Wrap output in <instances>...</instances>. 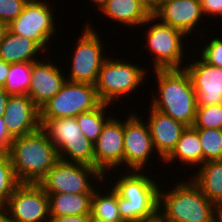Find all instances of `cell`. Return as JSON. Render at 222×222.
<instances>
[{
  "label": "cell",
  "instance_id": "cell-15",
  "mask_svg": "<svg viewBox=\"0 0 222 222\" xmlns=\"http://www.w3.org/2000/svg\"><path fill=\"white\" fill-rule=\"evenodd\" d=\"M185 69L196 92L197 106L222 104V67L209 65L201 58Z\"/></svg>",
  "mask_w": 222,
  "mask_h": 222
},
{
  "label": "cell",
  "instance_id": "cell-4",
  "mask_svg": "<svg viewBox=\"0 0 222 222\" xmlns=\"http://www.w3.org/2000/svg\"><path fill=\"white\" fill-rule=\"evenodd\" d=\"M129 171L116 179L112 188L118 194V208L123 222H140L158 216L159 186L150 175ZM160 187V188H159Z\"/></svg>",
  "mask_w": 222,
  "mask_h": 222
},
{
  "label": "cell",
  "instance_id": "cell-23",
  "mask_svg": "<svg viewBox=\"0 0 222 222\" xmlns=\"http://www.w3.org/2000/svg\"><path fill=\"white\" fill-rule=\"evenodd\" d=\"M180 160L182 163L191 165H202L203 151L197 130L193 126H187L172 152L163 160L164 163Z\"/></svg>",
  "mask_w": 222,
  "mask_h": 222
},
{
  "label": "cell",
  "instance_id": "cell-31",
  "mask_svg": "<svg viewBox=\"0 0 222 222\" xmlns=\"http://www.w3.org/2000/svg\"><path fill=\"white\" fill-rule=\"evenodd\" d=\"M200 57L209 65L222 67V39L216 37L201 50Z\"/></svg>",
  "mask_w": 222,
  "mask_h": 222
},
{
  "label": "cell",
  "instance_id": "cell-13",
  "mask_svg": "<svg viewBox=\"0 0 222 222\" xmlns=\"http://www.w3.org/2000/svg\"><path fill=\"white\" fill-rule=\"evenodd\" d=\"M154 152L152 137L147 122L133 112L124 121V161L130 171L145 170ZM151 155V156H150Z\"/></svg>",
  "mask_w": 222,
  "mask_h": 222
},
{
  "label": "cell",
  "instance_id": "cell-7",
  "mask_svg": "<svg viewBox=\"0 0 222 222\" xmlns=\"http://www.w3.org/2000/svg\"><path fill=\"white\" fill-rule=\"evenodd\" d=\"M105 182L104 175L94 166L59 160L38 183L47 194H93L92 180Z\"/></svg>",
  "mask_w": 222,
  "mask_h": 222
},
{
  "label": "cell",
  "instance_id": "cell-30",
  "mask_svg": "<svg viewBox=\"0 0 222 222\" xmlns=\"http://www.w3.org/2000/svg\"><path fill=\"white\" fill-rule=\"evenodd\" d=\"M193 127L222 129V104L197 106Z\"/></svg>",
  "mask_w": 222,
  "mask_h": 222
},
{
  "label": "cell",
  "instance_id": "cell-28",
  "mask_svg": "<svg viewBox=\"0 0 222 222\" xmlns=\"http://www.w3.org/2000/svg\"><path fill=\"white\" fill-rule=\"evenodd\" d=\"M203 151V163L222 160V129L195 128Z\"/></svg>",
  "mask_w": 222,
  "mask_h": 222
},
{
  "label": "cell",
  "instance_id": "cell-24",
  "mask_svg": "<svg viewBox=\"0 0 222 222\" xmlns=\"http://www.w3.org/2000/svg\"><path fill=\"white\" fill-rule=\"evenodd\" d=\"M50 217L90 215L93 194H48Z\"/></svg>",
  "mask_w": 222,
  "mask_h": 222
},
{
  "label": "cell",
  "instance_id": "cell-20",
  "mask_svg": "<svg viewBox=\"0 0 222 222\" xmlns=\"http://www.w3.org/2000/svg\"><path fill=\"white\" fill-rule=\"evenodd\" d=\"M100 11L105 17L126 27H143L152 16V12L140 0H107Z\"/></svg>",
  "mask_w": 222,
  "mask_h": 222
},
{
  "label": "cell",
  "instance_id": "cell-17",
  "mask_svg": "<svg viewBox=\"0 0 222 222\" xmlns=\"http://www.w3.org/2000/svg\"><path fill=\"white\" fill-rule=\"evenodd\" d=\"M156 20L190 35L204 16L200 0H165L152 13Z\"/></svg>",
  "mask_w": 222,
  "mask_h": 222
},
{
  "label": "cell",
  "instance_id": "cell-21",
  "mask_svg": "<svg viewBox=\"0 0 222 222\" xmlns=\"http://www.w3.org/2000/svg\"><path fill=\"white\" fill-rule=\"evenodd\" d=\"M41 51L45 53L35 41L9 30L0 42V58L10 64L41 61L36 58L37 53L44 55Z\"/></svg>",
  "mask_w": 222,
  "mask_h": 222
},
{
  "label": "cell",
  "instance_id": "cell-1",
  "mask_svg": "<svg viewBox=\"0 0 222 222\" xmlns=\"http://www.w3.org/2000/svg\"><path fill=\"white\" fill-rule=\"evenodd\" d=\"M7 153L20 183H39L60 160L58 150L42 127L13 138Z\"/></svg>",
  "mask_w": 222,
  "mask_h": 222
},
{
  "label": "cell",
  "instance_id": "cell-40",
  "mask_svg": "<svg viewBox=\"0 0 222 222\" xmlns=\"http://www.w3.org/2000/svg\"><path fill=\"white\" fill-rule=\"evenodd\" d=\"M0 222H6L5 205L0 204Z\"/></svg>",
  "mask_w": 222,
  "mask_h": 222
},
{
  "label": "cell",
  "instance_id": "cell-3",
  "mask_svg": "<svg viewBox=\"0 0 222 222\" xmlns=\"http://www.w3.org/2000/svg\"><path fill=\"white\" fill-rule=\"evenodd\" d=\"M178 182L172 190H159L161 222H217L218 207L204 196L191 178Z\"/></svg>",
  "mask_w": 222,
  "mask_h": 222
},
{
  "label": "cell",
  "instance_id": "cell-39",
  "mask_svg": "<svg viewBox=\"0 0 222 222\" xmlns=\"http://www.w3.org/2000/svg\"><path fill=\"white\" fill-rule=\"evenodd\" d=\"M8 30V25L0 19V42L3 40L5 33Z\"/></svg>",
  "mask_w": 222,
  "mask_h": 222
},
{
  "label": "cell",
  "instance_id": "cell-2",
  "mask_svg": "<svg viewBox=\"0 0 222 222\" xmlns=\"http://www.w3.org/2000/svg\"><path fill=\"white\" fill-rule=\"evenodd\" d=\"M158 81L157 96L153 95V109L193 126L196 116V92L186 69L153 70Z\"/></svg>",
  "mask_w": 222,
  "mask_h": 222
},
{
  "label": "cell",
  "instance_id": "cell-34",
  "mask_svg": "<svg viewBox=\"0 0 222 222\" xmlns=\"http://www.w3.org/2000/svg\"><path fill=\"white\" fill-rule=\"evenodd\" d=\"M12 141L13 138L9 135L5 127L4 117L0 116V152H7Z\"/></svg>",
  "mask_w": 222,
  "mask_h": 222
},
{
  "label": "cell",
  "instance_id": "cell-9",
  "mask_svg": "<svg viewBox=\"0 0 222 222\" xmlns=\"http://www.w3.org/2000/svg\"><path fill=\"white\" fill-rule=\"evenodd\" d=\"M156 22V18L152 15L147 22H153V25L146 31L147 48H150L151 53L154 54L152 62L154 70H168V69H184L182 67L183 59V43L185 35L183 32L165 25L160 21Z\"/></svg>",
  "mask_w": 222,
  "mask_h": 222
},
{
  "label": "cell",
  "instance_id": "cell-12",
  "mask_svg": "<svg viewBox=\"0 0 222 222\" xmlns=\"http://www.w3.org/2000/svg\"><path fill=\"white\" fill-rule=\"evenodd\" d=\"M42 0H28L22 13L8 25V30L14 34L25 36L35 41L44 52L49 48L47 43L57 29L52 7Z\"/></svg>",
  "mask_w": 222,
  "mask_h": 222
},
{
  "label": "cell",
  "instance_id": "cell-29",
  "mask_svg": "<svg viewBox=\"0 0 222 222\" xmlns=\"http://www.w3.org/2000/svg\"><path fill=\"white\" fill-rule=\"evenodd\" d=\"M20 184L7 152H0V204L5 205Z\"/></svg>",
  "mask_w": 222,
  "mask_h": 222
},
{
  "label": "cell",
  "instance_id": "cell-19",
  "mask_svg": "<svg viewBox=\"0 0 222 222\" xmlns=\"http://www.w3.org/2000/svg\"><path fill=\"white\" fill-rule=\"evenodd\" d=\"M147 122L153 147L163 161L175 148L187 125L167 116L152 107Z\"/></svg>",
  "mask_w": 222,
  "mask_h": 222
},
{
  "label": "cell",
  "instance_id": "cell-22",
  "mask_svg": "<svg viewBox=\"0 0 222 222\" xmlns=\"http://www.w3.org/2000/svg\"><path fill=\"white\" fill-rule=\"evenodd\" d=\"M190 177L204 196L218 208L222 207V160L207 161Z\"/></svg>",
  "mask_w": 222,
  "mask_h": 222
},
{
  "label": "cell",
  "instance_id": "cell-6",
  "mask_svg": "<svg viewBox=\"0 0 222 222\" xmlns=\"http://www.w3.org/2000/svg\"><path fill=\"white\" fill-rule=\"evenodd\" d=\"M42 128L61 160L94 166V143L83 135L76 117L49 119Z\"/></svg>",
  "mask_w": 222,
  "mask_h": 222
},
{
  "label": "cell",
  "instance_id": "cell-16",
  "mask_svg": "<svg viewBox=\"0 0 222 222\" xmlns=\"http://www.w3.org/2000/svg\"><path fill=\"white\" fill-rule=\"evenodd\" d=\"M3 117L12 138L30 134L41 127L40 109L28 95H10Z\"/></svg>",
  "mask_w": 222,
  "mask_h": 222
},
{
  "label": "cell",
  "instance_id": "cell-35",
  "mask_svg": "<svg viewBox=\"0 0 222 222\" xmlns=\"http://www.w3.org/2000/svg\"><path fill=\"white\" fill-rule=\"evenodd\" d=\"M49 222H91V215H72L62 217H50Z\"/></svg>",
  "mask_w": 222,
  "mask_h": 222
},
{
  "label": "cell",
  "instance_id": "cell-27",
  "mask_svg": "<svg viewBox=\"0 0 222 222\" xmlns=\"http://www.w3.org/2000/svg\"><path fill=\"white\" fill-rule=\"evenodd\" d=\"M35 62L10 64L3 88L9 95H28L32 65Z\"/></svg>",
  "mask_w": 222,
  "mask_h": 222
},
{
  "label": "cell",
  "instance_id": "cell-36",
  "mask_svg": "<svg viewBox=\"0 0 222 222\" xmlns=\"http://www.w3.org/2000/svg\"><path fill=\"white\" fill-rule=\"evenodd\" d=\"M10 70V63L0 58V88L6 83V78Z\"/></svg>",
  "mask_w": 222,
  "mask_h": 222
},
{
  "label": "cell",
  "instance_id": "cell-25",
  "mask_svg": "<svg viewBox=\"0 0 222 222\" xmlns=\"http://www.w3.org/2000/svg\"><path fill=\"white\" fill-rule=\"evenodd\" d=\"M110 192L101 194L94 190L91 201V220L99 222H123L118 208V194L109 188Z\"/></svg>",
  "mask_w": 222,
  "mask_h": 222
},
{
  "label": "cell",
  "instance_id": "cell-5",
  "mask_svg": "<svg viewBox=\"0 0 222 222\" xmlns=\"http://www.w3.org/2000/svg\"><path fill=\"white\" fill-rule=\"evenodd\" d=\"M101 104L95 85L66 81L60 91L40 109L41 127L49 119L76 117Z\"/></svg>",
  "mask_w": 222,
  "mask_h": 222
},
{
  "label": "cell",
  "instance_id": "cell-43",
  "mask_svg": "<svg viewBox=\"0 0 222 222\" xmlns=\"http://www.w3.org/2000/svg\"><path fill=\"white\" fill-rule=\"evenodd\" d=\"M140 222H161L159 216L151 219V220H145V221H140Z\"/></svg>",
  "mask_w": 222,
  "mask_h": 222
},
{
  "label": "cell",
  "instance_id": "cell-10",
  "mask_svg": "<svg viewBox=\"0 0 222 222\" xmlns=\"http://www.w3.org/2000/svg\"><path fill=\"white\" fill-rule=\"evenodd\" d=\"M6 222H49V196L38 183H20L5 204Z\"/></svg>",
  "mask_w": 222,
  "mask_h": 222
},
{
  "label": "cell",
  "instance_id": "cell-11",
  "mask_svg": "<svg viewBox=\"0 0 222 222\" xmlns=\"http://www.w3.org/2000/svg\"><path fill=\"white\" fill-rule=\"evenodd\" d=\"M71 59L70 82L96 84L99 71L107 59L103 53V43L100 36L89 24L85 25Z\"/></svg>",
  "mask_w": 222,
  "mask_h": 222
},
{
  "label": "cell",
  "instance_id": "cell-33",
  "mask_svg": "<svg viewBox=\"0 0 222 222\" xmlns=\"http://www.w3.org/2000/svg\"><path fill=\"white\" fill-rule=\"evenodd\" d=\"M204 16L218 15L222 19V0H200Z\"/></svg>",
  "mask_w": 222,
  "mask_h": 222
},
{
  "label": "cell",
  "instance_id": "cell-8",
  "mask_svg": "<svg viewBox=\"0 0 222 222\" xmlns=\"http://www.w3.org/2000/svg\"><path fill=\"white\" fill-rule=\"evenodd\" d=\"M146 72L148 71L144 68L131 62L126 63L124 59H106L95 84L99 99L102 103L111 105L115 99L134 93L144 83Z\"/></svg>",
  "mask_w": 222,
  "mask_h": 222
},
{
  "label": "cell",
  "instance_id": "cell-42",
  "mask_svg": "<svg viewBox=\"0 0 222 222\" xmlns=\"http://www.w3.org/2000/svg\"><path fill=\"white\" fill-rule=\"evenodd\" d=\"M217 222H222V207L218 208L217 212Z\"/></svg>",
  "mask_w": 222,
  "mask_h": 222
},
{
  "label": "cell",
  "instance_id": "cell-18",
  "mask_svg": "<svg viewBox=\"0 0 222 222\" xmlns=\"http://www.w3.org/2000/svg\"><path fill=\"white\" fill-rule=\"evenodd\" d=\"M37 61L32 65L28 96L41 109L67 81L64 72L52 61Z\"/></svg>",
  "mask_w": 222,
  "mask_h": 222
},
{
  "label": "cell",
  "instance_id": "cell-41",
  "mask_svg": "<svg viewBox=\"0 0 222 222\" xmlns=\"http://www.w3.org/2000/svg\"><path fill=\"white\" fill-rule=\"evenodd\" d=\"M90 1L95 3L94 5H96L98 9H101L102 6L107 2V0H90Z\"/></svg>",
  "mask_w": 222,
  "mask_h": 222
},
{
  "label": "cell",
  "instance_id": "cell-26",
  "mask_svg": "<svg viewBox=\"0 0 222 222\" xmlns=\"http://www.w3.org/2000/svg\"><path fill=\"white\" fill-rule=\"evenodd\" d=\"M109 105L110 104L102 103L96 109L76 116L81 132L92 143L97 141L103 126L111 118V116H105L107 114V106Z\"/></svg>",
  "mask_w": 222,
  "mask_h": 222
},
{
  "label": "cell",
  "instance_id": "cell-14",
  "mask_svg": "<svg viewBox=\"0 0 222 222\" xmlns=\"http://www.w3.org/2000/svg\"><path fill=\"white\" fill-rule=\"evenodd\" d=\"M124 120L111 117L94 143V167L107 177L108 171L123 166Z\"/></svg>",
  "mask_w": 222,
  "mask_h": 222
},
{
  "label": "cell",
  "instance_id": "cell-38",
  "mask_svg": "<svg viewBox=\"0 0 222 222\" xmlns=\"http://www.w3.org/2000/svg\"><path fill=\"white\" fill-rule=\"evenodd\" d=\"M152 13L158 8L159 0H140Z\"/></svg>",
  "mask_w": 222,
  "mask_h": 222
},
{
  "label": "cell",
  "instance_id": "cell-32",
  "mask_svg": "<svg viewBox=\"0 0 222 222\" xmlns=\"http://www.w3.org/2000/svg\"><path fill=\"white\" fill-rule=\"evenodd\" d=\"M28 0H0V19L7 25L21 13Z\"/></svg>",
  "mask_w": 222,
  "mask_h": 222
},
{
  "label": "cell",
  "instance_id": "cell-37",
  "mask_svg": "<svg viewBox=\"0 0 222 222\" xmlns=\"http://www.w3.org/2000/svg\"><path fill=\"white\" fill-rule=\"evenodd\" d=\"M9 96L10 95L4 90V88H0V116H4L5 107Z\"/></svg>",
  "mask_w": 222,
  "mask_h": 222
}]
</instances>
